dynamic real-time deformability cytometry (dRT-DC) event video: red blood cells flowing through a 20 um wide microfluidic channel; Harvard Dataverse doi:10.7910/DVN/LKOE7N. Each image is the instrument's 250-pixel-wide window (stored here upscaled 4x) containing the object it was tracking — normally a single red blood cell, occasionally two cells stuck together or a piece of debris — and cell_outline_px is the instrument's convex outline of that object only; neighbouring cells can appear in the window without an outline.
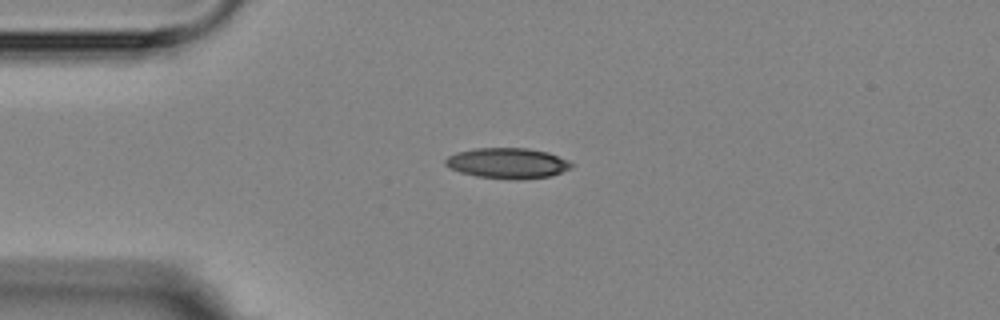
{"species": "Egyptian fruit bat (a non-hibernating species)", "species_latin": "Rousettus aegyptiacus", "temperature_condition": "room temperature", "stored_images_in_passage": 4, "camera_frame_rate_fps": 3000, "um_per_image_px": 0.085, "animal": {"sex": "female"}, "frame": {"image": 1, "passage_image": 4, "time_ms": 4.333, "image_size_px": [1000, 320], "cell_outline_px": [[572, 168], [552, 176], [520, 180], [512, 180], [476, 176], [460, 172], [444, 164], [444, 160], [448, 156], [456, 152], [476, 148], [528, 148], [548, 152], [568, 160], [572, 164]], "centroid_in_image_um": [43.16, 13.88], "position_along_channel_um": 41.8, "area_um2": 22.6}}